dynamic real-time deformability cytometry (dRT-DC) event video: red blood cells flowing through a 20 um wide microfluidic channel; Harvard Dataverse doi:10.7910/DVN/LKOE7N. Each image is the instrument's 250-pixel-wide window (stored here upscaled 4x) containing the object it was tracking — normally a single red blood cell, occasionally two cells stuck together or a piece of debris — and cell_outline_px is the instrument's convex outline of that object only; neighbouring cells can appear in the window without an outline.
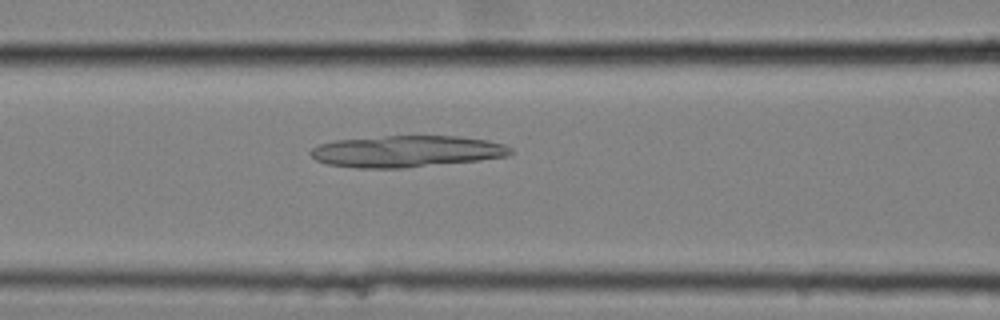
{"species": "common noctule bat (a hibernating species)", "species_latin": "Nyctalus noctula", "temperature_condition": "cold", "stored_images_in_passage": 57, "camera_frame_rate_fps": 3000, "um_per_image_px": 0.085, "animal": {"sex": "female", "body_mass_g": 25.1}, "frame": {"image": 1, "passage_image": 25, "time_ms": 8.0, "image_size_px": [1000, 320], "cell_outline_px": [[512, 152], [508, 156], [480, 160], [404, 168], [360, 168], [328, 164], [316, 160], [308, 152], [312, 148], [320, 144], [336, 140], [384, 136], [460, 136], [488, 140], [504, 144], [512, 148]], "centroid_in_image_um": [34.58, 12.86], "position_along_channel_um": 132.0, "area_um2": 36.82}}
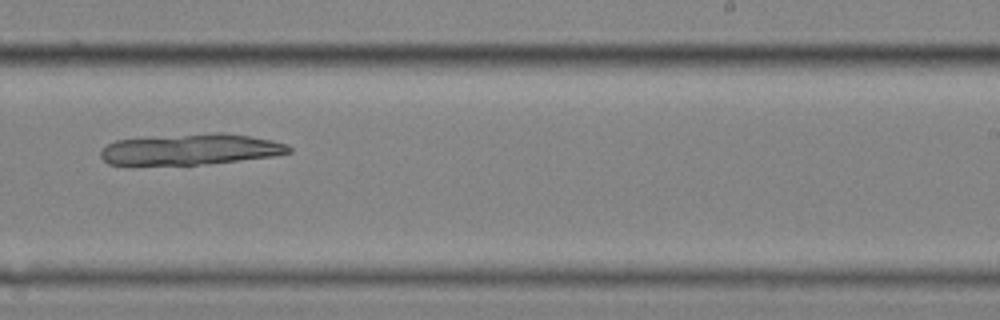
{"frame": {"image": 2, "passage_image": 37, "time_ms": 12.0, "image_size_px": [1000, 320], "cell_outline_px": [[292, 152], [272, 156], [200, 164], [108, 164], [100, 156], [100, 148], [116, 140], [212, 132], [220, 132], [248, 136], [272, 140], [288, 144], [292, 148]], "centroid_in_image_um": [16.21, 12.68], "position_along_channel_um": 272.8, "area_um2": 33.47}}
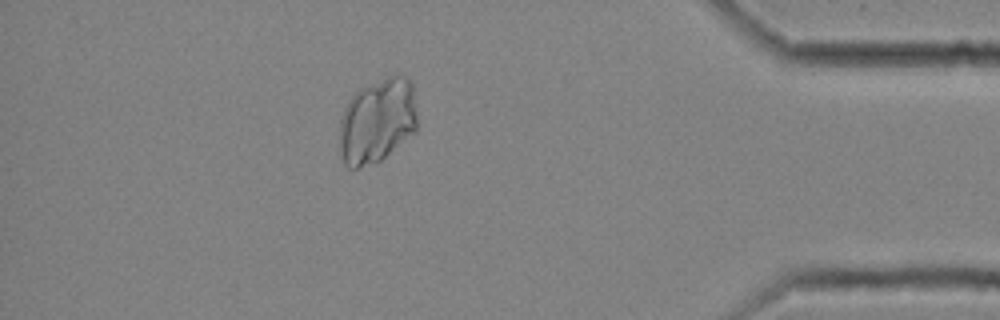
{"frame": {"image": 3, "passage_image": 51, "time_ms": 16.667, "image_size_px": [1000, 320], "cell_outline_px": [[416, 128], [412, 132], [380, 160], [356, 168], [348, 168], [344, 164], [340, 156], [340, 120], [344, 108], [348, 100], [356, 92], [388, 76], [400, 72], [412, 84], [416, 116]], "centroid_in_image_um": [32.03, 10.26], "position_along_channel_um": 403.2, "area_um2": 37.74}}